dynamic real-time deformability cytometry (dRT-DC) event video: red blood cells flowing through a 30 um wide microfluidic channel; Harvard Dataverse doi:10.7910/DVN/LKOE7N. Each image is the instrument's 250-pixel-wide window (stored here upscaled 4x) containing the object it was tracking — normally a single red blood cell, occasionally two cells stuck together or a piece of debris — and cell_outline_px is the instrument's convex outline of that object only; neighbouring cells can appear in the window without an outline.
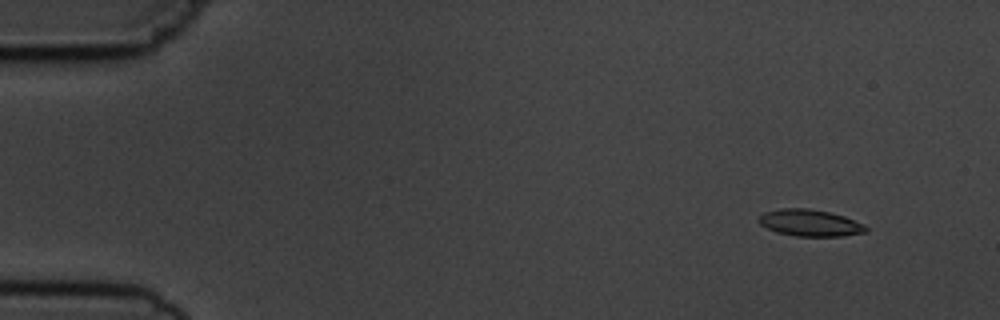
{"species": "common noctule bat (a hibernating species)", "species_latin": "Nyctalus noctula", "temperature_condition": "cold", "stored_images_in_passage": 10, "camera_frame_rate_fps": 3000, "um_per_image_px": 0.085, "animal": {"sex": "male", "body_mass_g": 19.5, "forearm_length_mm": 54.6}, "frame": {"image": 1, "passage_image": 1, "time_ms": 0.0, "image_size_px": [1000, 320], "cell_outline_px": [[868, 232], [844, 236], [796, 236], [776, 232], [760, 224], [760, 216], [764, 212], [780, 208], [808, 208], [828, 212], [844, 216], [864, 224], [868, 228]], "centroid_in_image_um": [68.88, 18.95], "position_along_channel_um": 16.1, "area_um2": 16.65}}
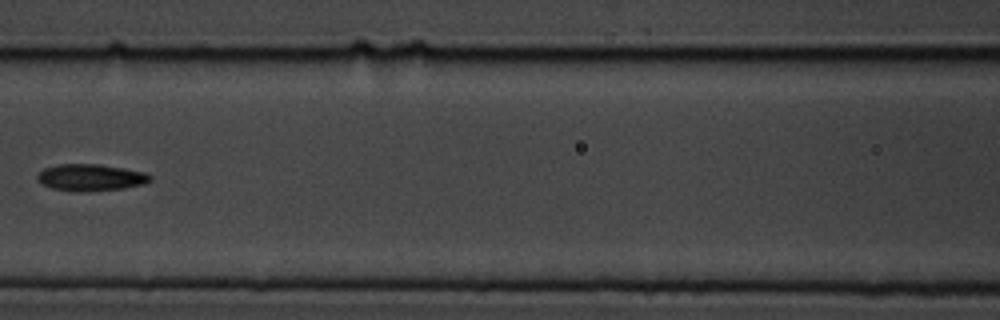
{"frame": {"image": 2, "passage_image": 6, "time_ms": 6.667, "image_size_px": [1000, 320], "cell_outline_px": [[152, 180], [144, 184], [124, 188], [52, 188], [40, 184], [36, 180], [36, 176], [44, 168], [56, 164], [100, 164], [124, 168], [144, 172], [152, 176]], "centroid_in_image_um": [7.71, 15.02], "position_along_channel_um": 158.9, "area_um2": 16.7}}
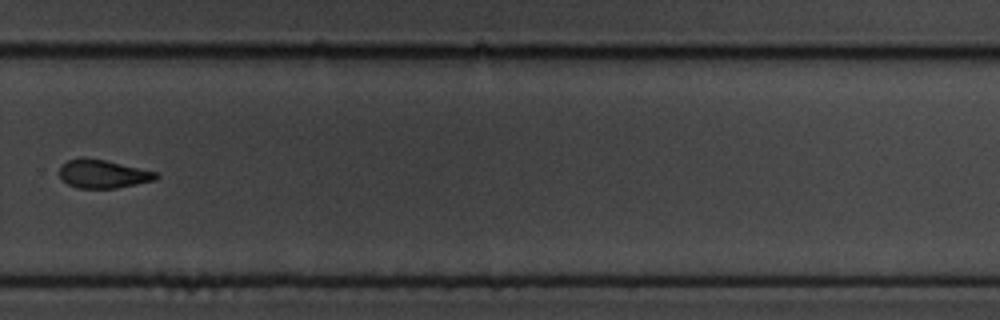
{"frame": {"image": 3, "passage_image": 10, "time_ms": 11.0, "image_size_px": [1000, 320], "cell_outline_px": [[160, 176], [156, 180], [116, 188], [76, 188], [68, 184], [60, 176], [60, 164], [68, 160], [80, 156], [84, 156], [104, 160], [156, 172]], "centroid_in_image_um": [8.72, 14.77], "position_along_channel_um": 321.1, "area_um2": 16.01}}